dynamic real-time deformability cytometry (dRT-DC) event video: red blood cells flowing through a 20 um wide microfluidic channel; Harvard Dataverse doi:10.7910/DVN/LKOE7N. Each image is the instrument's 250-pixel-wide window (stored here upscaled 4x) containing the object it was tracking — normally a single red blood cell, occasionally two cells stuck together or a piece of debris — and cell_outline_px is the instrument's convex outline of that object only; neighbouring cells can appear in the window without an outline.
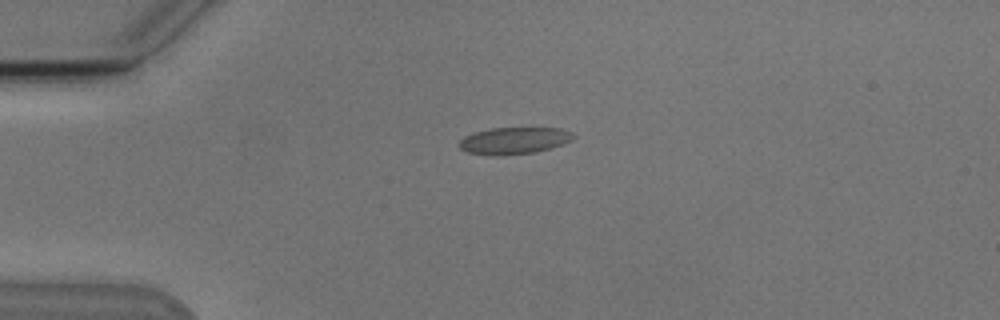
{"species": "Egyptian fruit bat (a non-hibernating species)", "species_latin": "Rousettus aegyptiacus", "temperature_condition": "cold", "stored_images_in_passage": 2, "camera_frame_rate_fps": 3000, "um_per_image_px": 0.085, "animal": {"sex": "male"}, "frame": {"image": 1, "passage_image": 1, "time_ms": 0.0, "image_size_px": [1000, 320], "cell_outline_px": [[576, 136], [572, 140], [564, 144], [552, 148], [536, 152], [504, 156], [492, 156], [468, 152], [460, 148], [456, 144], [464, 136], [476, 132], [492, 128], [560, 128], [572, 132]], "centroid_in_image_um": [43.71, 11.97], "position_along_channel_um": 41.3, "area_um2": 18.15}}